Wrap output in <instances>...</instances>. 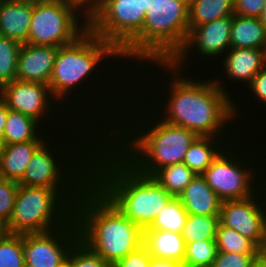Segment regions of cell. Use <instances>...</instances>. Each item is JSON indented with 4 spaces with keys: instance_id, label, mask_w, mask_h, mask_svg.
I'll use <instances>...</instances> for the list:
<instances>
[{
    "instance_id": "f6af8a7d",
    "label": "cell",
    "mask_w": 266,
    "mask_h": 267,
    "mask_svg": "<svg viewBox=\"0 0 266 267\" xmlns=\"http://www.w3.org/2000/svg\"><path fill=\"white\" fill-rule=\"evenodd\" d=\"M3 149H4L3 138H0V155L2 154Z\"/></svg>"
},
{
    "instance_id": "8fae6325",
    "label": "cell",
    "mask_w": 266,
    "mask_h": 267,
    "mask_svg": "<svg viewBox=\"0 0 266 267\" xmlns=\"http://www.w3.org/2000/svg\"><path fill=\"white\" fill-rule=\"evenodd\" d=\"M147 0H105L89 19V29L119 52L143 29Z\"/></svg>"
},
{
    "instance_id": "bcb514c9",
    "label": "cell",
    "mask_w": 266,
    "mask_h": 267,
    "mask_svg": "<svg viewBox=\"0 0 266 267\" xmlns=\"http://www.w3.org/2000/svg\"><path fill=\"white\" fill-rule=\"evenodd\" d=\"M266 166V165H265ZM265 170H266V168H265ZM263 187L265 188V190H266V171H265V173H264V178H263Z\"/></svg>"
},
{
    "instance_id": "ffe728a7",
    "label": "cell",
    "mask_w": 266,
    "mask_h": 267,
    "mask_svg": "<svg viewBox=\"0 0 266 267\" xmlns=\"http://www.w3.org/2000/svg\"><path fill=\"white\" fill-rule=\"evenodd\" d=\"M46 141H28L4 145L0 155V177L19 181L28 166L33 154Z\"/></svg>"
},
{
    "instance_id": "4dcf8cb0",
    "label": "cell",
    "mask_w": 266,
    "mask_h": 267,
    "mask_svg": "<svg viewBox=\"0 0 266 267\" xmlns=\"http://www.w3.org/2000/svg\"><path fill=\"white\" fill-rule=\"evenodd\" d=\"M21 45L16 40L0 35V88L16 80Z\"/></svg>"
},
{
    "instance_id": "d4e9b609",
    "label": "cell",
    "mask_w": 266,
    "mask_h": 267,
    "mask_svg": "<svg viewBox=\"0 0 266 267\" xmlns=\"http://www.w3.org/2000/svg\"><path fill=\"white\" fill-rule=\"evenodd\" d=\"M189 32L196 26L234 15V0H189Z\"/></svg>"
},
{
    "instance_id": "f35d334b",
    "label": "cell",
    "mask_w": 266,
    "mask_h": 267,
    "mask_svg": "<svg viewBox=\"0 0 266 267\" xmlns=\"http://www.w3.org/2000/svg\"><path fill=\"white\" fill-rule=\"evenodd\" d=\"M75 6L88 20L104 4L105 0H66Z\"/></svg>"
},
{
    "instance_id": "30bf717a",
    "label": "cell",
    "mask_w": 266,
    "mask_h": 267,
    "mask_svg": "<svg viewBox=\"0 0 266 267\" xmlns=\"http://www.w3.org/2000/svg\"><path fill=\"white\" fill-rule=\"evenodd\" d=\"M89 29V20L66 0H33L28 44L62 47Z\"/></svg>"
},
{
    "instance_id": "e575fe53",
    "label": "cell",
    "mask_w": 266,
    "mask_h": 267,
    "mask_svg": "<svg viewBox=\"0 0 266 267\" xmlns=\"http://www.w3.org/2000/svg\"><path fill=\"white\" fill-rule=\"evenodd\" d=\"M258 254H242L218 251L211 267H250Z\"/></svg>"
},
{
    "instance_id": "5b68a950",
    "label": "cell",
    "mask_w": 266,
    "mask_h": 267,
    "mask_svg": "<svg viewBox=\"0 0 266 267\" xmlns=\"http://www.w3.org/2000/svg\"><path fill=\"white\" fill-rule=\"evenodd\" d=\"M89 128L91 129L89 130ZM59 131L61 132L57 133L56 135L53 134L54 140H52L53 137L51 136L33 154L28 166L26 167L23 177L18 181L19 185L46 187L50 189H85L91 183L92 156L96 146L104 137L95 128H93L92 125L85 123L84 120H80V122H76V120H74V122L70 125V127L67 128L66 131ZM92 131H94V133ZM63 132L64 134L66 133V139L62 134ZM68 136L69 138H67ZM70 136L73 139H71ZM56 138L59 139L55 140ZM60 139L65 140H62L61 142ZM49 141H51V143ZM57 141H60L61 143ZM66 141L67 143H65ZM56 143L58 145H62L58 147V145H54ZM59 151L60 153H58Z\"/></svg>"
},
{
    "instance_id": "9c48e42d",
    "label": "cell",
    "mask_w": 266,
    "mask_h": 267,
    "mask_svg": "<svg viewBox=\"0 0 266 267\" xmlns=\"http://www.w3.org/2000/svg\"><path fill=\"white\" fill-rule=\"evenodd\" d=\"M243 135H246V133L238 136L232 144L229 143L202 174L208 185L222 201L244 200L250 198L263 187V177L266 168L263 165L266 158L263 156L265 155L259 153V157L264 158L261 166L259 161L261 163L262 159L255 154L258 148H256V150L253 148V150H251L253 151V154L251 155V148L246 147L248 145L245 143L247 142L248 144L250 141L246 140L248 137L247 135L246 138L241 137ZM240 140L242 141V145H240ZM244 144L246 149L243 146ZM254 159L257 162H255ZM257 163L259 165H257ZM259 167L261 169H259ZM260 178H262V180Z\"/></svg>"
},
{
    "instance_id": "484cf974",
    "label": "cell",
    "mask_w": 266,
    "mask_h": 267,
    "mask_svg": "<svg viewBox=\"0 0 266 267\" xmlns=\"http://www.w3.org/2000/svg\"><path fill=\"white\" fill-rule=\"evenodd\" d=\"M196 174L184 163L161 168L153 178L173 197H179Z\"/></svg>"
},
{
    "instance_id": "83f0119b",
    "label": "cell",
    "mask_w": 266,
    "mask_h": 267,
    "mask_svg": "<svg viewBox=\"0 0 266 267\" xmlns=\"http://www.w3.org/2000/svg\"><path fill=\"white\" fill-rule=\"evenodd\" d=\"M218 224L219 215L188 214L181 235L185 243L216 239Z\"/></svg>"
},
{
    "instance_id": "277c9868",
    "label": "cell",
    "mask_w": 266,
    "mask_h": 267,
    "mask_svg": "<svg viewBox=\"0 0 266 267\" xmlns=\"http://www.w3.org/2000/svg\"><path fill=\"white\" fill-rule=\"evenodd\" d=\"M91 183L143 230L173 198L152 176L138 173L104 139L92 156Z\"/></svg>"
},
{
    "instance_id": "cb8c5ba5",
    "label": "cell",
    "mask_w": 266,
    "mask_h": 267,
    "mask_svg": "<svg viewBox=\"0 0 266 267\" xmlns=\"http://www.w3.org/2000/svg\"><path fill=\"white\" fill-rule=\"evenodd\" d=\"M143 245L154 257L183 262L186 243L180 233L144 230Z\"/></svg>"
},
{
    "instance_id": "ee69618b",
    "label": "cell",
    "mask_w": 266,
    "mask_h": 267,
    "mask_svg": "<svg viewBox=\"0 0 266 267\" xmlns=\"http://www.w3.org/2000/svg\"><path fill=\"white\" fill-rule=\"evenodd\" d=\"M260 20L264 23L266 27V0H264V7H263L262 14L260 16Z\"/></svg>"
},
{
    "instance_id": "7bdbcfd3",
    "label": "cell",
    "mask_w": 266,
    "mask_h": 267,
    "mask_svg": "<svg viewBox=\"0 0 266 267\" xmlns=\"http://www.w3.org/2000/svg\"><path fill=\"white\" fill-rule=\"evenodd\" d=\"M250 267H266V261L257 257Z\"/></svg>"
},
{
    "instance_id": "4316f807",
    "label": "cell",
    "mask_w": 266,
    "mask_h": 267,
    "mask_svg": "<svg viewBox=\"0 0 266 267\" xmlns=\"http://www.w3.org/2000/svg\"><path fill=\"white\" fill-rule=\"evenodd\" d=\"M188 212L178 197H173L157 214L153 223L144 230L182 233Z\"/></svg>"
},
{
    "instance_id": "603a6c76",
    "label": "cell",
    "mask_w": 266,
    "mask_h": 267,
    "mask_svg": "<svg viewBox=\"0 0 266 267\" xmlns=\"http://www.w3.org/2000/svg\"><path fill=\"white\" fill-rule=\"evenodd\" d=\"M231 48L266 49V27L260 18L233 15Z\"/></svg>"
},
{
    "instance_id": "ac0fdd59",
    "label": "cell",
    "mask_w": 266,
    "mask_h": 267,
    "mask_svg": "<svg viewBox=\"0 0 266 267\" xmlns=\"http://www.w3.org/2000/svg\"><path fill=\"white\" fill-rule=\"evenodd\" d=\"M33 0H0V35L28 43Z\"/></svg>"
},
{
    "instance_id": "7dc6e473",
    "label": "cell",
    "mask_w": 266,
    "mask_h": 267,
    "mask_svg": "<svg viewBox=\"0 0 266 267\" xmlns=\"http://www.w3.org/2000/svg\"><path fill=\"white\" fill-rule=\"evenodd\" d=\"M4 231L3 227L0 225V234Z\"/></svg>"
},
{
    "instance_id": "7402d4cb",
    "label": "cell",
    "mask_w": 266,
    "mask_h": 267,
    "mask_svg": "<svg viewBox=\"0 0 266 267\" xmlns=\"http://www.w3.org/2000/svg\"><path fill=\"white\" fill-rule=\"evenodd\" d=\"M43 129L44 127L34 118L8 109L3 132L4 145L28 141H47L54 133L46 130L47 134Z\"/></svg>"
},
{
    "instance_id": "8992f818",
    "label": "cell",
    "mask_w": 266,
    "mask_h": 267,
    "mask_svg": "<svg viewBox=\"0 0 266 267\" xmlns=\"http://www.w3.org/2000/svg\"><path fill=\"white\" fill-rule=\"evenodd\" d=\"M80 240L110 266L143 245L144 230L124 216L92 183L74 205Z\"/></svg>"
},
{
    "instance_id": "e0dca14e",
    "label": "cell",
    "mask_w": 266,
    "mask_h": 267,
    "mask_svg": "<svg viewBox=\"0 0 266 267\" xmlns=\"http://www.w3.org/2000/svg\"><path fill=\"white\" fill-rule=\"evenodd\" d=\"M57 52L56 46L22 44L18 54L16 80L48 85Z\"/></svg>"
},
{
    "instance_id": "60d3db41",
    "label": "cell",
    "mask_w": 266,
    "mask_h": 267,
    "mask_svg": "<svg viewBox=\"0 0 266 267\" xmlns=\"http://www.w3.org/2000/svg\"><path fill=\"white\" fill-rule=\"evenodd\" d=\"M7 114H8V107L0 99V138H3V132L6 125Z\"/></svg>"
},
{
    "instance_id": "9a60e30c",
    "label": "cell",
    "mask_w": 266,
    "mask_h": 267,
    "mask_svg": "<svg viewBox=\"0 0 266 267\" xmlns=\"http://www.w3.org/2000/svg\"><path fill=\"white\" fill-rule=\"evenodd\" d=\"M266 219V190L262 187L255 195L244 200L223 201L219 222L251 240L257 247L263 238Z\"/></svg>"
},
{
    "instance_id": "3957f363",
    "label": "cell",
    "mask_w": 266,
    "mask_h": 267,
    "mask_svg": "<svg viewBox=\"0 0 266 267\" xmlns=\"http://www.w3.org/2000/svg\"><path fill=\"white\" fill-rule=\"evenodd\" d=\"M130 94L119 114L121 120L116 122L103 139L142 175L153 177L163 167L183 163L185 154L197 135L189 129L165 122L153 113L149 105L147 107V103L144 104L139 95L137 98L136 92L130 91ZM141 101L145 107L141 106ZM137 104H140V109Z\"/></svg>"
},
{
    "instance_id": "4fadbf2b",
    "label": "cell",
    "mask_w": 266,
    "mask_h": 267,
    "mask_svg": "<svg viewBox=\"0 0 266 267\" xmlns=\"http://www.w3.org/2000/svg\"><path fill=\"white\" fill-rule=\"evenodd\" d=\"M79 239L74 216L55 230L23 234L25 267H65L69 252Z\"/></svg>"
},
{
    "instance_id": "1f68e13d",
    "label": "cell",
    "mask_w": 266,
    "mask_h": 267,
    "mask_svg": "<svg viewBox=\"0 0 266 267\" xmlns=\"http://www.w3.org/2000/svg\"><path fill=\"white\" fill-rule=\"evenodd\" d=\"M0 267H25L23 234H0Z\"/></svg>"
},
{
    "instance_id": "2e32d148",
    "label": "cell",
    "mask_w": 266,
    "mask_h": 267,
    "mask_svg": "<svg viewBox=\"0 0 266 267\" xmlns=\"http://www.w3.org/2000/svg\"><path fill=\"white\" fill-rule=\"evenodd\" d=\"M219 61L222 68L219 66L218 69L220 71L222 69L224 74L221 71L222 77L214 75L212 78L223 92L229 94L231 90L226 89L229 87L228 82H231L230 84L239 82L242 88L247 87L257 73L266 66V49L230 48Z\"/></svg>"
},
{
    "instance_id": "f546056e",
    "label": "cell",
    "mask_w": 266,
    "mask_h": 267,
    "mask_svg": "<svg viewBox=\"0 0 266 267\" xmlns=\"http://www.w3.org/2000/svg\"><path fill=\"white\" fill-rule=\"evenodd\" d=\"M218 253L215 239L186 243L184 267H211Z\"/></svg>"
},
{
    "instance_id": "d590c367",
    "label": "cell",
    "mask_w": 266,
    "mask_h": 267,
    "mask_svg": "<svg viewBox=\"0 0 266 267\" xmlns=\"http://www.w3.org/2000/svg\"><path fill=\"white\" fill-rule=\"evenodd\" d=\"M151 256L148 249L142 245L136 251L113 263L111 267H148Z\"/></svg>"
},
{
    "instance_id": "f1b7e54d",
    "label": "cell",
    "mask_w": 266,
    "mask_h": 267,
    "mask_svg": "<svg viewBox=\"0 0 266 267\" xmlns=\"http://www.w3.org/2000/svg\"><path fill=\"white\" fill-rule=\"evenodd\" d=\"M218 251L242 254H258V247L236 230L223 226L220 222L216 232Z\"/></svg>"
},
{
    "instance_id": "7c38bea8",
    "label": "cell",
    "mask_w": 266,
    "mask_h": 267,
    "mask_svg": "<svg viewBox=\"0 0 266 267\" xmlns=\"http://www.w3.org/2000/svg\"><path fill=\"white\" fill-rule=\"evenodd\" d=\"M0 99L5 103L8 109L30 116L40 124L42 123V126L45 128V130H48L49 127L51 128L52 125V128L54 129L51 130L49 128V130L50 132H54V134L60 133L57 131L61 128L62 130H66L74 122L70 121L73 117L68 115V112L63 109L62 105L54 100L49 86L43 83L14 80L13 82H9L8 84H5L0 88ZM64 113L66 116L64 115ZM55 115L57 116V118ZM63 115L65 119L66 117H70V120L66 119L67 121H64V123H67L68 126L62 123V120H65L63 118ZM59 116L60 118H62L61 121L59 119ZM52 119H55V121L57 122L60 121L59 124L62 123L63 125H59L57 122L55 123ZM43 121L45 122V124H43ZM49 123L50 125L47 127ZM55 126L59 127L56 128ZM55 128L56 131H54Z\"/></svg>"
},
{
    "instance_id": "5bb4252c",
    "label": "cell",
    "mask_w": 266,
    "mask_h": 267,
    "mask_svg": "<svg viewBox=\"0 0 266 267\" xmlns=\"http://www.w3.org/2000/svg\"><path fill=\"white\" fill-rule=\"evenodd\" d=\"M232 23L233 15L194 27L189 32L184 47L170 62L177 69L188 71L187 69L191 70L190 68H192L189 65H192V63L193 65L195 64L193 61L195 60L194 58H197L198 61L200 60L203 65H205V63L202 60L210 59L211 61H216L217 58L220 60L219 57H221V55L224 56L231 48L230 33ZM198 55H201V57L199 58ZM191 56L192 58L193 56L195 57L192 59ZM204 56L205 59H203ZM187 66L188 68H186Z\"/></svg>"
},
{
    "instance_id": "d6a6232c",
    "label": "cell",
    "mask_w": 266,
    "mask_h": 267,
    "mask_svg": "<svg viewBox=\"0 0 266 267\" xmlns=\"http://www.w3.org/2000/svg\"><path fill=\"white\" fill-rule=\"evenodd\" d=\"M66 265L68 267H111L80 239L71 248Z\"/></svg>"
},
{
    "instance_id": "b9f144b4",
    "label": "cell",
    "mask_w": 266,
    "mask_h": 267,
    "mask_svg": "<svg viewBox=\"0 0 266 267\" xmlns=\"http://www.w3.org/2000/svg\"><path fill=\"white\" fill-rule=\"evenodd\" d=\"M258 257L266 261V219L263 225V238L260 246L258 247Z\"/></svg>"
},
{
    "instance_id": "836d02e7",
    "label": "cell",
    "mask_w": 266,
    "mask_h": 267,
    "mask_svg": "<svg viewBox=\"0 0 266 267\" xmlns=\"http://www.w3.org/2000/svg\"><path fill=\"white\" fill-rule=\"evenodd\" d=\"M19 184L17 181L0 177V225L4 227L10 220Z\"/></svg>"
},
{
    "instance_id": "6da1fadb",
    "label": "cell",
    "mask_w": 266,
    "mask_h": 267,
    "mask_svg": "<svg viewBox=\"0 0 266 267\" xmlns=\"http://www.w3.org/2000/svg\"><path fill=\"white\" fill-rule=\"evenodd\" d=\"M142 65L144 66L149 65L147 67H150L151 65L153 66H151L150 68H147L146 70L140 69L139 71V68ZM138 67L139 68L137 70L136 69L131 70L134 72L133 75L131 76L136 77V78L138 77L137 78L138 81L136 80V78L132 77V80L136 82L135 85L133 81L132 82L130 81V83H133L132 90L135 91L137 94H138L137 92L138 90L139 91L138 95L140 96L142 94L147 93L146 97L144 95L141 96L144 100V103H147V104L149 103L148 104L149 106L151 104L150 108L153 110V112H155L165 122L189 129L193 131L197 136L231 138V136L236 137L235 135L237 134L238 136H240V134L246 131V129L242 130V129H239L238 127V126L241 127L240 121L242 120L240 117H241V114L243 116V112L240 113L239 110H241L240 108L242 107H239L241 105H238L239 104L238 102L236 103V101L238 100H235V98H233L234 92L232 91L231 92L232 94L231 93L227 94L223 92L217 86L213 78H210V79L207 78L205 80L201 79L200 73H199L200 69L193 68V70L194 69L198 70L196 72L197 77L196 76L193 77L192 74L188 75V73H190L189 71L185 72V71L179 70L171 62H148L147 64L141 63L140 66ZM148 69H151L150 72L156 75L148 76L151 78L153 83L149 81V78L147 80L143 79V82L141 80L142 84L143 83L146 84L148 88L151 87V89L149 90L144 85L143 87L146 89L142 90L143 87L141 86L142 84L140 83L139 78L140 77L143 78V77L139 73L140 72L143 73L142 70L147 71L148 73L149 72ZM153 69L154 70L158 69L157 73H156V70L154 73ZM158 72H163V73L161 74ZM136 74L138 76H136ZM155 76H158V77H155ZM167 77L171 79H167ZM157 81L160 83H158ZM155 82L158 83V85ZM147 83L148 84L151 83V84L147 85ZM139 84H140V87L138 86ZM134 87L136 88V90ZM154 88H158V89L154 90ZM141 90L144 92H141ZM153 91H154V94H153ZM148 92L150 94H148ZM148 95H150L149 97L151 98H148ZM153 97L155 99H152ZM144 98H147L148 102L147 101L145 102L146 99ZM157 99L160 100V102H158ZM152 101L153 102L155 101L154 102L155 106L152 104ZM239 119L240 121H238ZM234 124L237 125V127H235ZM233 126L235 127V129ZM237 128L239 130L238 132H240L241 130V133H238L236 131Z\"/></svg>"
},
{
    "instance_id": "52a82bcc",
    "label": "cell",
    "mask_w": 266,
    "mask_h": 267,
    "mask_svg": "<svg viewBox=\"0 0 266 267\" xmlns=\"http://www.w3.org/2000/svg\"><path fill=\"white\" fill-rule=\"evenodd\" d=\"M189 0H147L143 29L120 51L129 61L170 62L184 47L189 35ZM128 61V62H126Z\"/></svg>"
},
{
    "instance_id": "44dd1931",
    "label": "cell",
    "mask_w": 266,
    "mask_h": 267,
    "mask_svg": "<svg viewBox=\"0 0 266 267\" xmlns=\"http://www.w3.org/2000/svg\"><path fill=\"white\" fill-rule=\"evenodd\" d=\"M233 139L237 138L197 136V138L190 144L183 163L186 164L196 175H202L220 152L229 143L235 141Z\"/></svg>"
},
{
    "instance_id": "8d00e7d4",
    "label": "cell",
    "mask_w": 266,
    "mask_h": 267,
    "mask_svg": "<svg viewBox=\"0 0 266 267\" xmlns=\"http://www.w3.org/2000/svg\"><path fill=\"white\" fill-rule=\"evenodd\" d=\"M245 89H249L250 92L247 91L246 93H249L257 101L255 106L259 104L260 107L261 104L266 106V66L257 73Z\"/></svg>"
},
{
    "instance_id": "d6986e66",
    "label": "cell",
    "mask_w": 266,
    "mask_h": 267,
    "mask_svg": "<svg viewBox=\"0 0 266 267\" xmlns=\"http://www.w3.org/2000/svg\"><path fill=\"white\" fill-rule=\"evenodd\" d=\"M178 198L188 214L220 215L223 201L211 189L202 175H196Z\"/></svg>"
},
{
    "instance_id": "74e56055",
    "label": "cell",
    "mask_w": 266,
    "mask_h": 267,
    "mask_svg": "<svg viewBox=\"0 0 266 267\" xmlns=\"http://www.w3.org/2000/svg\"><path fill=\"white\" fill-rule=\"evenodd\" d=\"M264 0H234V14L242 17L260 18Z\"/></svg>"
},
{
    "instance_id": "ba28073f",
    "label": "cell",
    "mask_w": 266,
    "mask_h": 267,
    "mask_svg": "<svg viewBox=\"0 0 266 267\" xmlns=\"http://www.w3.org/2000/svg\"><path fill=\"white\" fill-rule=\"evenodd\" d=\"M84 189H50L19 185L13 212L3 227L15 234L44 233L64 226Z\"/></svg>"
},
{
    "instance_id": "7a4b0ae2",
    "label": "cell",
    "mask_w": 266,
    "mask_h": 267,
    "mask_svg": "<svg viewBox=\"0 0 266 267\" xmlns=\"http://www.w3.org/2000/svg\"><path fill=\"white\" fill-rule=\"evenodd\" d=\"M112 58V59H111ZM115 58V59H114ZM110 59V61H109ZM107 62H106V61ZM114 60V61H111ZM121 59V55L120 52L108 41H105L101 38H99L98 36H96L90 29H88L83 35H81L75 42L66 45V46H62V47H58V52L56 54L55 57V62H54V67H53V72L49 81V89L51 91V94L54 98V100H56L60 105L62 103V107L67 110L68 114H70V116L72 115V117L74 115V120H78L80 121L82 118L85 120V123H89L90 125H92V127H94L98 132H100V134L104 137L116 124V121L120 120L119 119V114L121 113L120 110H122L123 106H124V102L127 99L126 97H128V95H130V91H132V83L130 84L128 81L131 80L132 82V78L130 79V74L131 71L129 69V79H128V75L124 76L123 79L120 80V82L122 83L124 81V83L120 84L117 79V77L121 76L120 74L118 75L117 73H119L117 70L119 68V65L122 63L120 62ZM119 61V62H116ZM113 62V64L111 63ZM114 62H116V67L114 66ZM106 68H108V70L104 67L103 69V65ZM106 63V64H105ZM114 66L112 70V72L116 71L115 74V78L114 75H112L113 78H111L114 83L106 84L104 83V87H106L107 85H109L110 87H112V89L110 87H106L108 89L104 90V87L102 88L98 83V80L101 79L98 75V73L96 72H100V66L102 67V71L103 74H107V77H111L108 75L109 69V65L110 64ZM120 63V64H119ZM118 65V68H117ZM106 69V71H104ZM115 69V70H114ZM117 69V70H116ZM98 70V71H97ZM105 72V73H104ZM96 73V74H94ZM117 74V75H116ZM95 75V76H94ZM91 76V77H90ZM97 77L99 79H97ZM127 78L124 80V78ZM95 78V79H94ZM91 79V80H90ZM94 79V80H93ZM91 81V82H90ZM93 81L97 82L94 86V83H92ZM86 82V83H84ZM89 82V83H88ZM116 82H118L116 84ZM127 82V83H126ZM91 84V88H89ZM111 84H114L113 86ZM116 84V85H115ZM119 84L121 85V88L119 86ZM130 84V85H129ZM86 85V86H85ZM106 85V86H105ZM119 88H117L118 86ZM124 85V86H122ZM100 86V87H98ZM128 86V88H127ZM83 87V88H82ZM131 87V88H130ZM82 88V89H81ZM84 88H88V89H84ZM93 88H97L98 90L95 91L97 93H95L92 89ZM102 88V92L100 89ZM110 88V91H109ZM115 88V89H114ZM125 88V89H124ZM81 89V90H80ZM84 89V90H83ZM117 89V90H116ZM121 89V90H118ZM109 92H108V91ZM112 90V91H111ZM114 90V91H113ZM116 90V91H115ZM125 90V91H124ZM128 90V92H127ZM78 93H77V92ZM91 92L92 93H87ZM122 92L123 95L117 93V92ZM80 92V93H79ZM99 92V93H98ZM105 92V93H104ZM107 92V93H106ZM115 94H114V93ZM127 92V93H126ZM75 93V94H74ZM84 93V94H83ZM87 93V94H86ZM95 93V94H94ZM102 93V95H101ZM109 93V94H108ZM112 93V94H111ZM71 94V95H70ZM73 94V95H72ZM96 94L97 97L96 98ZM100 94V95H99ZM105 94V95H104ZM127 94V95H126ZM76 95V96H75ZM79 97H78V96ZM81 95H83V97H81ZM87 95V96H85ZM93 95V96H92ZM95 96V97H94ZM102 96V98H101ZM87 97V98H86ZM94 97V98H93ZM116 99H115V98ZM125 97V98H123ZM92 98V99H91ZM105 98V99H104ZM108 98V99H107ZM114 98V99H113ZM122 98V99H121ZM94 99V100H93ZM96 99V100H95ZM99 99V100H98ZM101 99V100H100ZM124 99L123 102H121ZM72 100V102H71ZM91 100V101H90ZM106 100V101H105ZM109 100V101H108ZM70 101V102H69ZM75 101V102H74ZM83 101V102H82ZM95 101V103H94ZM97 101V102H96ZM106 103H104V102ZM113 101V102H111ZM92 102V103H89ZM123 104H121V103ZM80 105H79V104ZM99 103V104H98ZM104 103V104H102ZM68 104V105H67ZM78 104V105H77ZM84 104V105H83ZM92 104V105H91ZM121 104V105H120ZM96 105V106H95ZM81 106V107H80ZM88 106V107H87ZM90 106V107H89ZM104 108H103V107ZM107 106V107H106ZM109 106V108H108ZM115 108H114V107ZM68 109H66V108ZM85 107L84 109H79ZM93 107V108H92ZM99 109H97V108ZM77 108V109H76ZM95 108V109H94ZM101 108V109H100ZM106 108V109H105ZM114 108V109H113ZM117 108V109H116ZM79 109V110H78ZM88 109V110H87ZM75 110V111H74ZM78 110V111H77ZM87 110V112H86ZM91 110H94L93 112ZM97 110V111H96ZM102 110V111H101ZM105 110V111H104ZM110 110L113 112H110ZM83 112L80 113L79 112ZM85 111V112H84ZM72 112V113H71ZM96 112V113H95ZM101 112V113H100ZM107 112V113H106ZM115 112V113H114ZM110 113V114H109ZM83 114V116H82ZM87 114V115H85ZM90 114V115H89ZM97 116H96V115ZM113 114V115H112ZM92 115V116H91ZM95 115V116H94ZM103 115V116H102ZM111 115V116H110ZM78 116V117H77ZM82 116V117H81ZM101 116V117H100ZM115 116V117H113ZM76 117V119H75ZM86 117V118H85ZM90 119H89V118ZM96 117V118H95ZM100 117V118H99ZM106 117V119H105ZM117 117V118H116ZM81 118V119H79ZM95 118V119H94ZM110 118V119H109ZM89 119V120H88ZM93 119V120H92ZM117 119V120H116ZM99 123H97L98 121ZM102 120V121H101ZM105 122H104V121ZM109 120V121H108ZM89 121V122H87ZM94 121V122H93ZM92 122V123H91ZM103 125H102V123ZM110 122V123H109ZM114 122V123H112ZM97 125H96V124ZM101 123V124H100ZM107 124V125H106ZM113 124V125H112ZM95 125V126H94ZM99 125V126H98ZM101 126V127H100ZM111 126V127H110ZM100 127V128H97ZM103 127V128H102ZM102 128V129H101ZM105 130V131H104Z\"/></svg>"
},
{
    "instance_id": "ab89813d",
    "label": "cell",
    "mask_w": 266,
    "mask_h": 267,
    "mask_svg": "<svg viewBox=\"0 0 266 267\" xmlns=\"http://www.w3.org/2000/svg\"><path fill=\"white\" fill-rule=\"evenodd\" d=\"M148 267H184L183 262L151 256Z\"/></svg>"
}]
</instances>
